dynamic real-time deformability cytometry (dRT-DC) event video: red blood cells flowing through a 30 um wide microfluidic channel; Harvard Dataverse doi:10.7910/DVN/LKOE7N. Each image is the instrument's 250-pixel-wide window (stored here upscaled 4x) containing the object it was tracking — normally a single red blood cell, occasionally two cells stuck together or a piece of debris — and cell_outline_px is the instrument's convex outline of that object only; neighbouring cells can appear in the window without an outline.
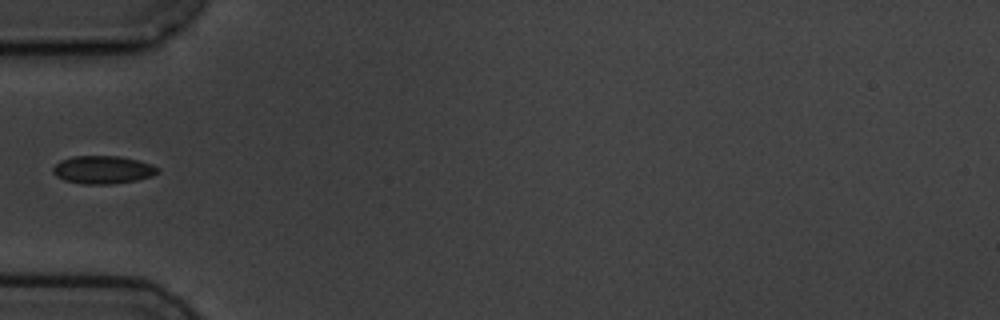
{"species": "common noctule bat (a hibernating species)", "species_latin": "Nyctalus noctula", "temperature_condition": "cold", "stored_images_in_passage": 5, "camera_frame_rate_fps": 3000, "um_per_image_px": 0.085, "animal": {"sex": "male", "body_mass_g": 19.5, "forearm_length_mm": 54.6}, "frame": {"image": 1, "passage_image": 1, "time_ms": 0.0, "image_size_px": [1000, 320], "cell_outline_px": [[160, 172], [152, 176], [136, 180], [112, 184], [84, 184], [64, 180], [56, 176], [52, 172], [52, 168], [60, 160], [72, 156], [120, 156], [152, 164], [160, 168]], "centroid_in_image_um": [8.75, 14.43], "position_along_channel_um": 76.3, "area_um2": 17.17}}
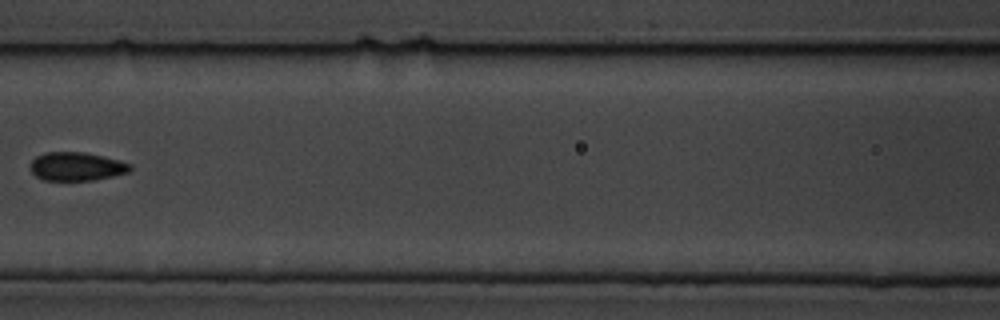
{"frame": {"image": 2, "passage_image": 3, "time_ms": 2.333, "image_size_px": [1000, 320], "cell_outline_px": [[132, 168], [128, 172], [112, 176], [92, 180], [44, 180], [36, 176], [32, 172], [32, 160], [36, 156], [44, 152], [84, 152], [104, 156], [132, 164]], "centroid_in_image_um": [6.52, 14.14], "position_along_channel_um": 160.1, "area_um2": 16.47}}
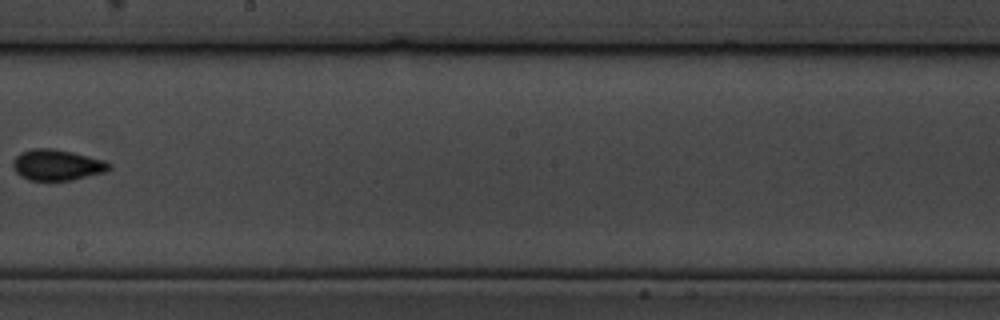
{"frame": {"image": 3, "passage_image": 5, "time_ms": 4.667, "image_size_px": [1000, 320], "cell_outline_px": [[112, 168], [108, 172], [72, 180], [28, 180], [20, 176], [12, 168], [12, 160], [20, 152], [32, 148], [52, 148], [72, 152], [104, 160], [112, 164]], "centroid_in_image_um": [4.85, 14.02], "position_along_channel_um": 243.3, "area_um2": 17.63}}